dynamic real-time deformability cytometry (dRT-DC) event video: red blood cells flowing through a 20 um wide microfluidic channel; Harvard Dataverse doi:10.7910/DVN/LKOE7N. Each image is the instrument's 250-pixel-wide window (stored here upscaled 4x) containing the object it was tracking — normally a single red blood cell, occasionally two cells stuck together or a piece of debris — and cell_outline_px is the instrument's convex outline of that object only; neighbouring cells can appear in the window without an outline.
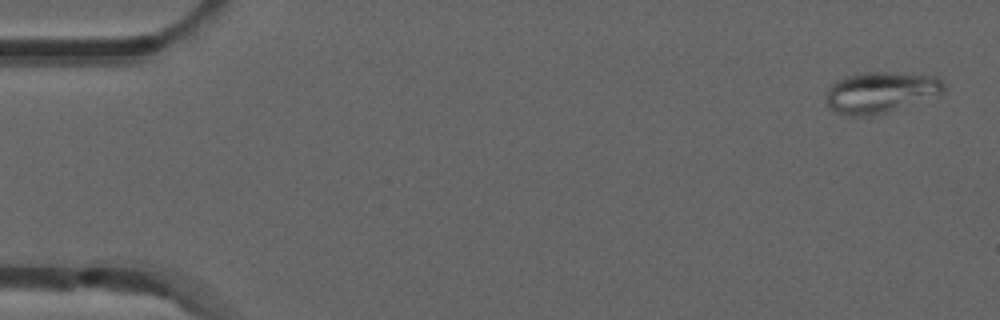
{"species": "common noctule bat (a hibernating species)", "species_latin": "Nyctalus noctula", "temperature_condition": "room temperature", "stored_images_in_passage": 4, "camera_frame_rate_fps": 3000, "um_per_image_px": 0.085, "animal": {"sex": "male", "forearm_length_mm": 52.5}, "frame": {"image": 1, "passage_image": 1, "time_ms": 0.0, "image_size_px": [1000, 320], "cell_outline_px": [[944, 92], [940, 96], [872, 116], [852, 116], [836, 112], [828, 108], [828, 88], [836, 80], [844, 76], [864, 72], [892, 72], [936, 76], [944, 84]], "centroid_in_image_um": [74.88, 7.84], "position_along_channel_um": 10.1, "area_um2": 28.32}}